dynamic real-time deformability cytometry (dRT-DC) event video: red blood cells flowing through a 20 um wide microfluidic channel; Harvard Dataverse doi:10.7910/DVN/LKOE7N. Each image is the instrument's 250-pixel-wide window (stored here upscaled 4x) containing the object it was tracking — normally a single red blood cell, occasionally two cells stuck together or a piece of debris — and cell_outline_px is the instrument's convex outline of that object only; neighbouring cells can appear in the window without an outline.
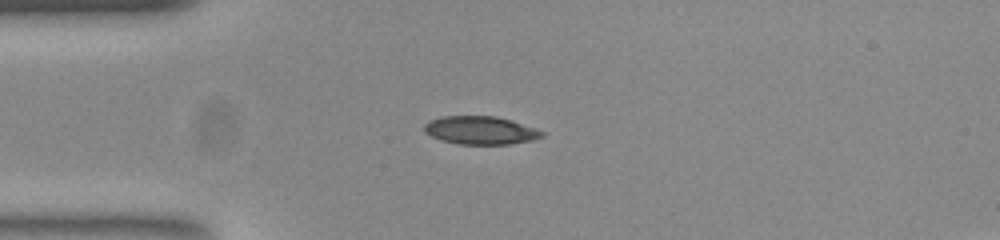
{"species": "common noctule bat (a hibernating species)", "species_latin": "Nyctalus noctula", "temperature_condition": "room temperature", "stored_images_in_passage": 41, "camera_frame_rate_fps": 3000, "um_per_image_px": 0.085, "animal": {"sex": "female", "body_mass_g": 23.0, "forearm_length_mm": 53.4}, "frame": {"image": 1, "passage_image": 1, "time_ms": 0.0, "image_size_px": [1000, 240], "cell_outline_px": [[544, 136], [532, 140], [508, 144], [460, 144], [440, 140], [424, 132], [424, 124], [428, 120], [440, 116], [496, 116], [512, 120], [536, 128], [544, 132]], "centroid_in_image_um": [40.82, 11.06], "position_along_channel_um": 44.2, "area_um2": 19.42}}
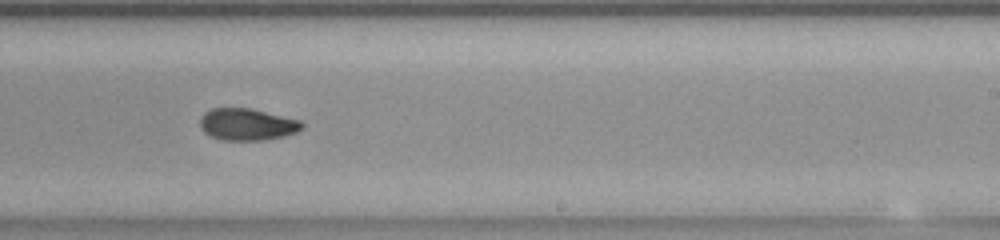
{"frame": {"image": 2, "passage_image": 20, "time_ms": 6.333, "image_size_px": [1000, 240], "cell_outline_px": [[304, 128], [296, 132], [284, 136], [264, 140], [224, 140], [212, 136], [204, 132], [200, 128], [200, 116], [204, 112], [212, 108], [248, 108], [300, 120], [304, 124]], "centroid_in_image_um": [20.99, 10.57], "position_along_channel_um": 268.0, "area_um2": 18.9}}
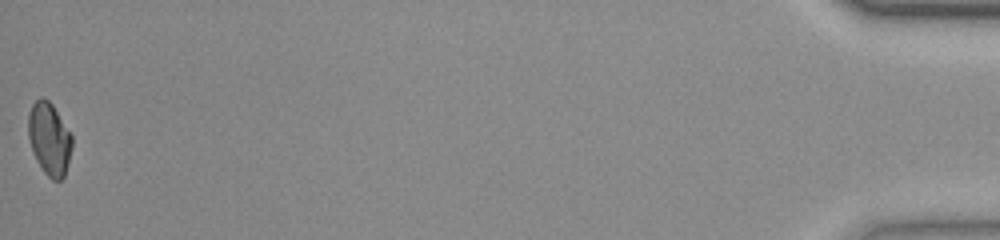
{"frame": {"image": 3, "passage_image": 41, "time_ms": 13.333, "image_size_px": [1000, 240], "cell_outline_px": [[72, 148], [68, 164], [64, 176], [60, 180], [52, 180], [44, 172], [36, 160], [28, 136], [28, 112], [32, 104], [40, 96], [48, 100], [52, 104], [72, 136]], "centroid_in_image_um": [4.18, 11.79], "position_along_channel_um": 431.0, "area_um2": 18.44}, "authors_computed_cell_mechanics": {"area_um2": 19.0162, "velocity_mm_per_s": 3.8055, "shape_relaxation_time_tau1_ms": null, "shape_relaxation_time_tau2_ms": 2.828, "deformation_change_tau1": null, "deformation_change_tau2": 0.0732}}